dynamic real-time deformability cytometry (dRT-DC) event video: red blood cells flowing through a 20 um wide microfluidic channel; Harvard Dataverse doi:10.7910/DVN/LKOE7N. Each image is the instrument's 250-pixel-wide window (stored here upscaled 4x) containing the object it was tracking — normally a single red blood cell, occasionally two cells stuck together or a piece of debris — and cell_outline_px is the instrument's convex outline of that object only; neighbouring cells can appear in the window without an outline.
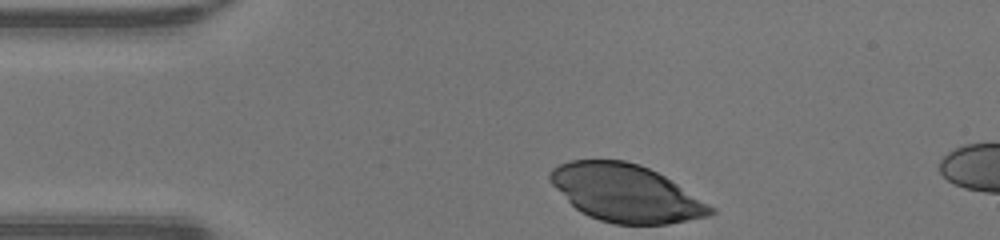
{"species": "human", "species_latin": "Homo sapiens", "temperature_condition": "warm", "stored_images_in_passage": 31, "camera_frame_rate_fps": 3000, "um_per_image_px": 0.085, "donor": {"sex": "male"}, "frame": {"image": 1, "passage_image": 1, "time_ms": 0.0, "image_size_px": [1000, 240], "cell_outline_px": [[716, 212], [708, 216], [668, 224], [612, 224], [588, 216], [580, 212], [548, 180], [548, 176], [552, 168], [560, 164], [572, 160], [624, 160], [640, 164], [664, 176], [716, 208]], "centroid_in_image_um": [53.2, 16.42], "position_along_channel_um": 31.8, "area_um2": 53.35}}
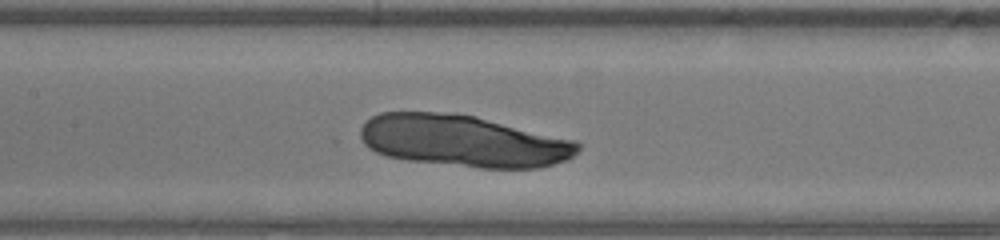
{"frame": {"image": 2, "passage_image": 14, "time_ms": 4.333, "image_size_px": [1000, 240], "cell_outline_px": [[580, 148], [568, 160], [540, 168], [480, 168], [408, 160], [388, 156], [376, 152], [368, 148], [364, 144], [360, 136], [360, 128], [364, 120], [380, 112], [436, 112], [476, 116], [576, 140], [580, 144]], "centroid_in_image_um": [39.37, 11.98], "position_along_channel_um": 168.0, "area_um2": 65.95}}
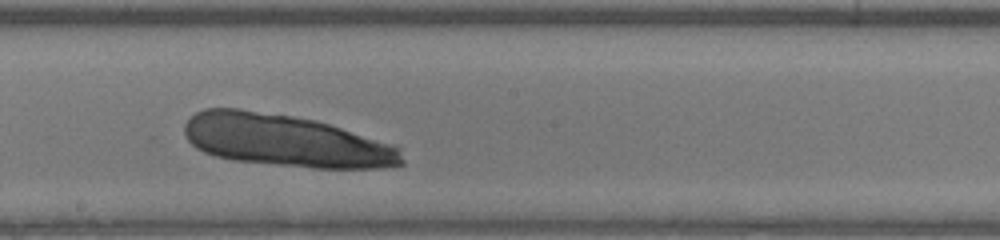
{"frame": {"image": 3, "passage_image": 18, "time_ms": 5.667, "image_size_px": [1000, 240], "cell_outline_px": [[404, 164], [376, 168], [312, 168], [232, 160], [216, 156], [204, 152], [196, 148], [188, 140], [184, 132], [184, 124], [196, 112], [204, 108], [240, 108], [292, 116], [316, 120], [400, 148], [404, 160]], "centroid_in_image_um": [24.22, 11.96], "position_along_channel_um": 224.0, "area_um2": 65.6}}